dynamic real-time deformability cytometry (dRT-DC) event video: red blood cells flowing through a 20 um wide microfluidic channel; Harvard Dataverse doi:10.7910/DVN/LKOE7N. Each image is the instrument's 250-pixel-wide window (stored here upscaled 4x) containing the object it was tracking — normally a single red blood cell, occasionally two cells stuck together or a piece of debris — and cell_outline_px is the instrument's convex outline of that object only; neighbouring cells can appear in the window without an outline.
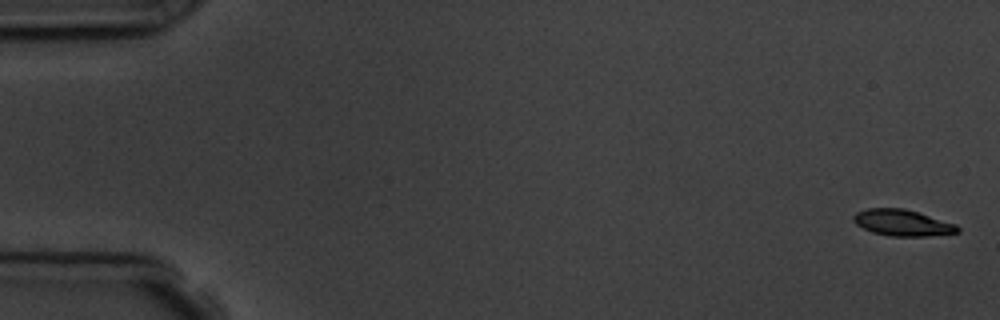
{"species": "common noctule bat (a hibernating species)", "species_latin": "Nyctalus noctula", "temperature_condition": "room temperature", "stored_images_in_passage": 16, "camera_frame_rate_fps": 3000, "um_per_image_px": 0.085, "animal": {"sex": "male", "body_mass_g": 19.5, "forearm_length_mm": 54.6}, "frame": {"image": 1, "passage_image": 1, "time_ms": 0.0, "image_size_px": [1000, 320], "cell_outline_px": [[960, 232], [928, 236], [892, 236], [872, 232], [856, 224], [852, 220], [852, 216], [856, 212], [868, 208], [904, 208], [956, 224], [960, 228]], "centroid_in_image_um": [76.69, 18.93], "position_along_channel_um": 8.3, "area_um2": 15.9}}
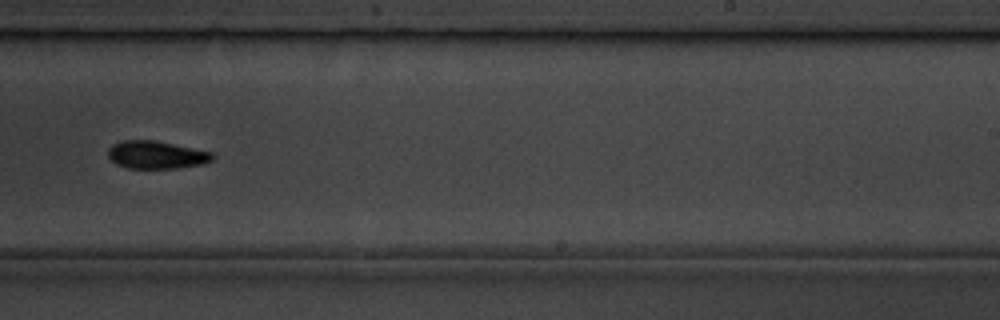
{"frame": {"image": 2, "passage_image": 10, "time_ms": 11.0, "image_size_px": [1000, 320], "cell_outline_px": [[216, 156], [212, 160], [204, 164], [176, 168], [128, 168], [116, 164], [108, 156], [108, 148], [112, 144], [120, 140], [152, 140], [212, 152]], "centroid_in_image_um": [13.28, 13.16], "position_along_channel_um": 275.7, "area_um2": 16.88}, "authors_computed_cell_mechanics": {"area_um2": 16.5886, "velocity_mm_per_s": 3.7555, "shape_relaxation_time_tau1_ms": 3.1721, "shape_relaxation_time_tau2_ms": null, "deformation_change_tau1": 0.1132, "deformation_change_tau2": null}}